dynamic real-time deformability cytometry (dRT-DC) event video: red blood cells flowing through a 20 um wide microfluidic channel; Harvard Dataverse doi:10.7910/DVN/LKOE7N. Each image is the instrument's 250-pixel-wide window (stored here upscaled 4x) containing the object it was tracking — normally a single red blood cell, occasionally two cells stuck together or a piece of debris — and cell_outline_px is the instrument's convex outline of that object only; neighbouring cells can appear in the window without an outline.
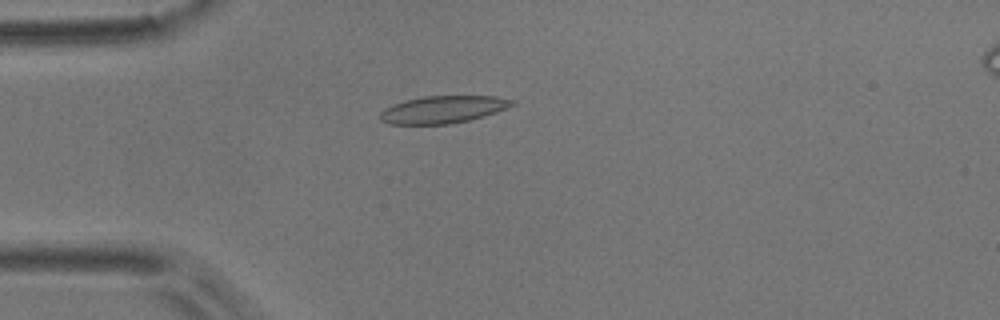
{"species": "common noctule bat (a hibernating species)", "species_latin": "Nyctalus noctula", "temperature_condition": "room temperature", "stored_images_in_passage": 40, "camera_frame_rate_fps": 3000, "um_per_image_px": 0.085, "animal": {"sex": "male", "body_mass_g": 17.9}, "frame": {"image": 1, "passage_image": 4, "time_ms": 1.0, "image_size_px": [1000, 320], "cell_outline_px": [[516, 104], [496, 112], [468, 120], [448, 124], [388, 124], [380, 120], [380, 112], [384, 108], [392, 104], [424, 96], [496, 96], [516, 100]], "centroid_in_image_um": [37.65, 9.3], "position_along_channel_um": 47.3, "area_um2": 20.98}}
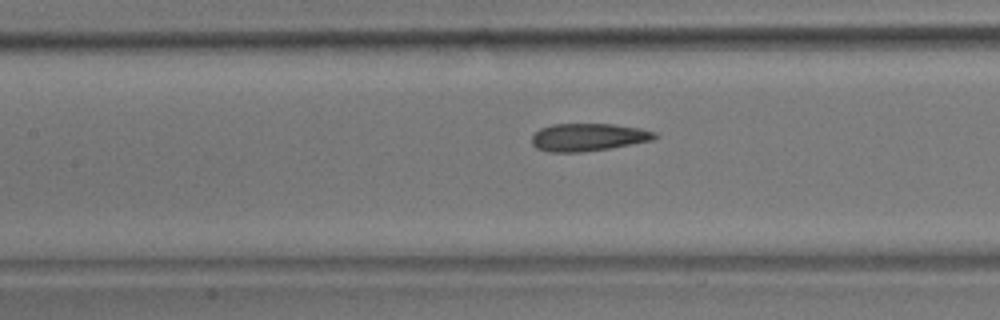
{"frame": {"image": 2, "passage_image": 14, "time_ms": 4.333, "image_size_px": [1000, 320], "cell_outline_px": [[660, 136], [652, 140], [632, 144], [608, 148], [580, 152], [548, 152], [536, 148], [532, 144], [532, 136], [540, 128], [552, 124], [612, 124], [640, 128], [656, 132]], "centroid_in_image_um": [50.0, 11.66], "position_along_channel_um": 157.4, "area_um2": 19.83}}
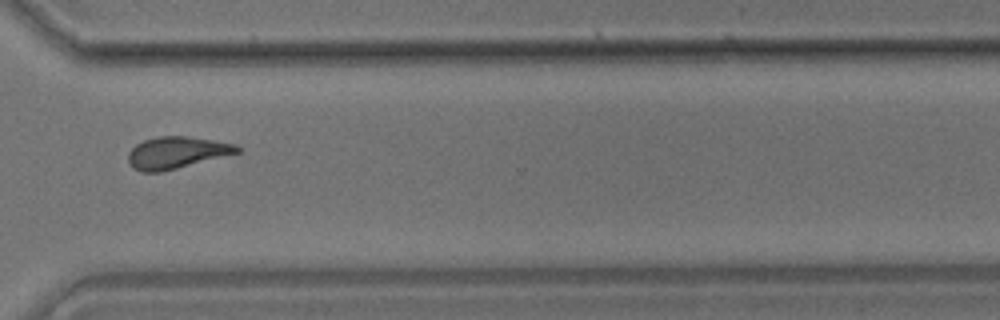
{"frame": {"image": 3, "passage_image": 30, "time_ms": 9.667, "image_size_px": [1000, 320], "cell_outline_px": [[240, 152], [160, 172], [140, 172], [132, 168], [128, 160], [128, 152], [136, 144], [144, 140], [156, 136], [188, 136], [236, 144], [240, 148]], "centroid_in_image_um": [14.97, 12.97], "position_along_channel_um": 355.6, "area_um2": 20.11}, "authors_computed_cell_mechanics": {"area_um2": 19.8832, "velocity_mm_per_s": 3.7163, "shape_relaxation_time_tau1_ms": 6.4551, "shape_relaxation_time_tau2_ms": 2.0306, "deformation_change_tau1": 0.1538, "deformation_change_tau2": 0.1026}}